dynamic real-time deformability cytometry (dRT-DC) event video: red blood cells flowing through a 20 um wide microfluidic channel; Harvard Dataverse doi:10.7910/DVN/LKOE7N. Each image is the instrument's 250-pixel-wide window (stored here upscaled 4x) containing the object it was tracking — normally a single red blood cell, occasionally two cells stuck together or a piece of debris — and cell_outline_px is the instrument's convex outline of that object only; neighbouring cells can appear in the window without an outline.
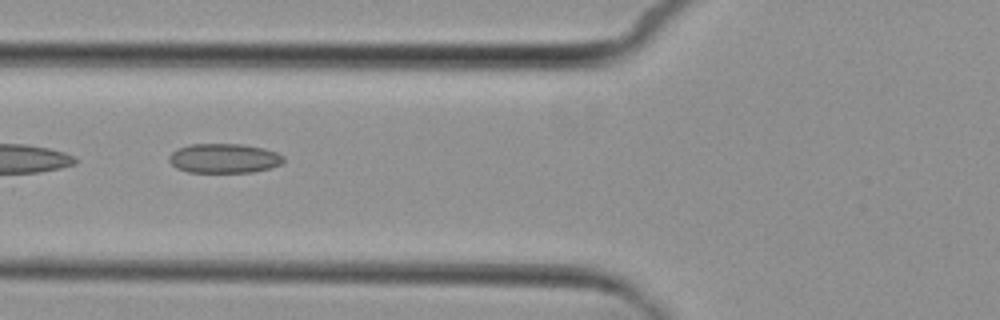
{"species": "common noctule bat (a hibernating species)", "species_latin": "Nyctalus noctula", "temperature_condition": "cold", "stored_images_in_passage": 5, "camera_frame_rate_fps": 3000, "um_per_image_px": 0.085, "animal": {"sex": "female", "body_mass_g": 29.2, "forearm_length_mm": 56.3}, "frame": {"image": 1, "passage_image": 2, "time_ms": 1.333, "image_size_px": [1000, 320], "cell_outline_px": [[284, 160], [280, 164], [272, 168], [252, 172], [188, 172], [176, 168], [168, 160], [168, 156], [176, 148], [188, 144], [240, 144], [264, 148], [276, 152], [284, 156]], "centroid_in_image_um": [19.02, 13.45], "position_along_channel_um": 106.8, "area_um2": 19.83}}
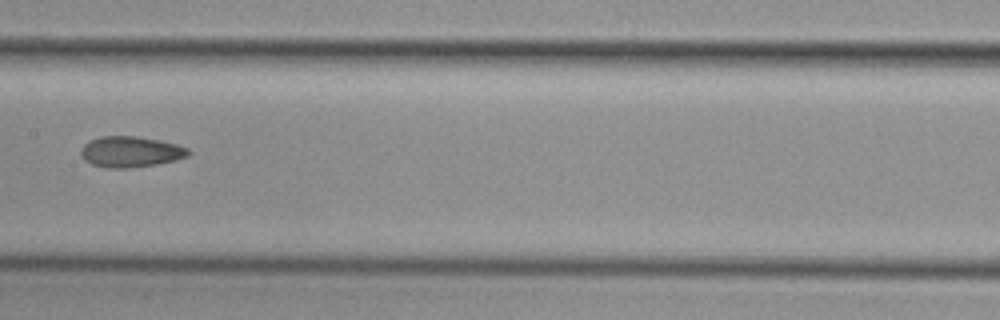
{"frame": {"image": 2, "passage_image": 4, "time_ms": 3.667, "image_size_px": [1000, 320], "cell_outline_px": [[192, 152], [188, 156], [176, 160], [156, 164], [128, 168], [104, 168], [92, 164], [84, 160], [80, 152], [84, 144], [100, 136], [136, 136], [160, 140], [176, 144], [188, 148]], "centroid_in_image_um": [11.12, 12.9], "position_along_channel_um": 196.3, "area_um2": 19.36}}
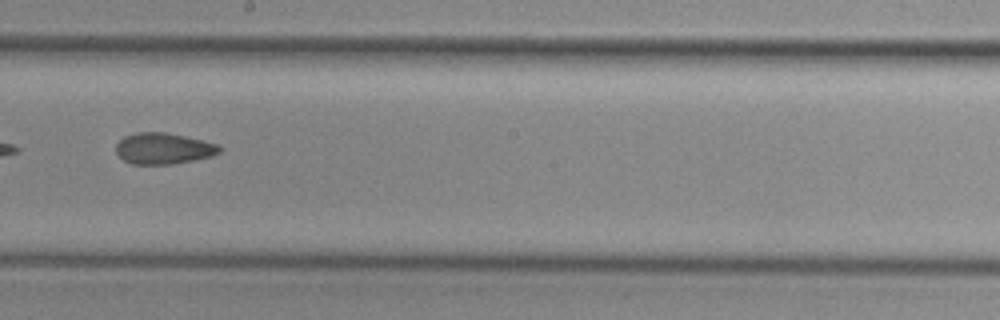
{"frame": {"image": 3, "passage_image": 5, "time_ms": 4.667, "image_size_px": [1000, 320], "cell_outline_px": [[224, 148], [220, 152], [212, 156], [172, 164], [132, 164], [124, 160], [116, 152], [116, 144], [124, 136], [136, 132], [164, 132], [204, 140], [216, 144]], "centroid_in_image_um": [13.9, 12.61], "position_along_channel_um": 234.3, "area_um2": 18.79}}